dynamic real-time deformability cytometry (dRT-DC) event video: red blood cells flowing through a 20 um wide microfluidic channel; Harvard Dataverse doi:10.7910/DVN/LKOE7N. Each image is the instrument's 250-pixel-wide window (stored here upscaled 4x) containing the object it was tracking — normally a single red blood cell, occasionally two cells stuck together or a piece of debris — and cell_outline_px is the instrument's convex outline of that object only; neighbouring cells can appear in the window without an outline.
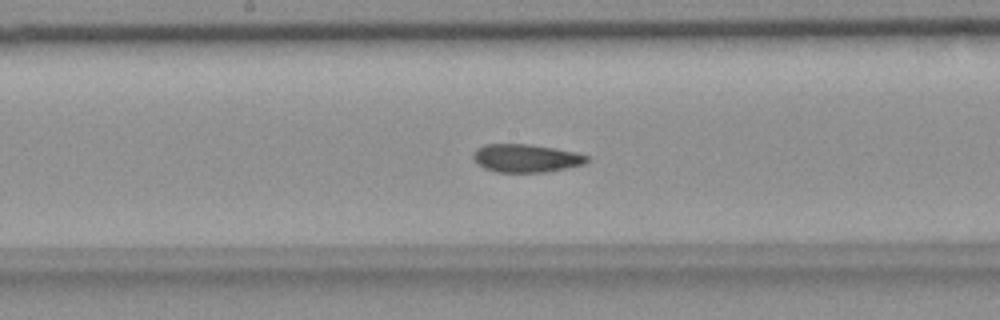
{"species": "common noctule bat (a hibernating species)", "species_latin": "Nyctalus noctula", "temperature_condition": "room temperature", "stored_images_in_passage": 47, "camera_frame_rate_fps": 3000, "um_per_image_px": 0.085, "animal": {"sex": "female", "body_mass_g": 18.4}, "frame": {"image": 1, "passage_image": 28, "time_ms": 9.0, "image_size_px": [1000, 320], "cell_outline_px": [[588, 160], [584, 164], [568, 168], [544, 172], [496, 172], [484, 168], [476, 164], [472, 156], [476, 148], [484, 144], [528, 144], [556, 148], [576, 152], [588, 156]], "centroid_in_image_um": [44.69, 13.44], "position_along_channel_um": 203.5, "area_um2": 18.79}}
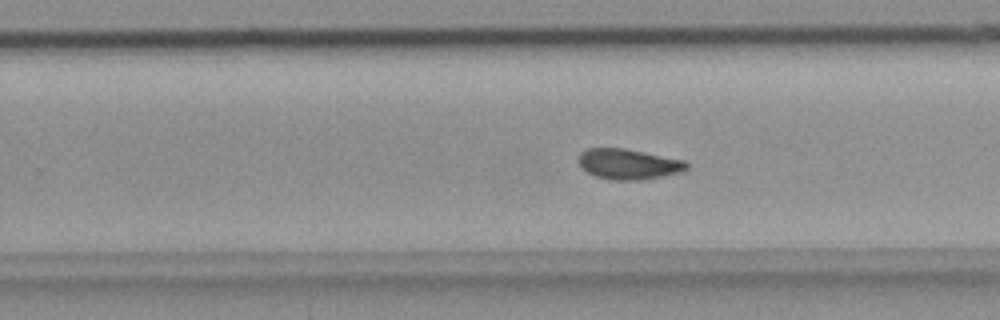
{"frame": {"image": 2, "passage_image": 34, "time_ms": 11.0, "image_size_px": [1000, 320], "cell_outline_px": [[688, 168], [680, 172], [640, 180], [612, 180], [596, 176], [588, 172], [580, 164], [580, 152], [588, 148], [624, 148], [684, 160], [688, 164]], "centroid_in_image_um": [53.43, 13.94], "position_along_channel_um": 276.4, "area_um2": 18.84}}
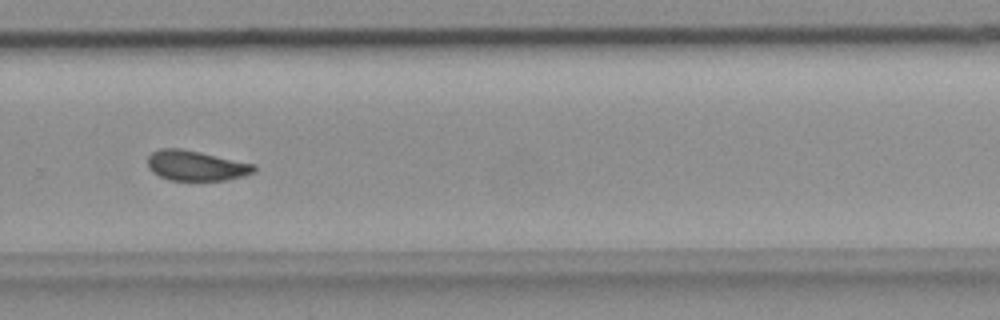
{"frame": {"image": 3, "passage_image": 37, "time_ms": 12.0, "image_size_px": [1000, 320], "cell_outline_px": [[256, 172], [244, 176], [228, 180], [168, 180], [152, 172], [148, 168], [148, 156], [152, 152], [160, 148], [180, 148], [200, 152], [256, 164]], "centroid_in_image_um": [16.68, 14.08], "position_along_channel_um": 313.1, "area_um2": 18.84}, "authors_computed_cell_mechanics": {"area_um2": 19.5942, "velocity_mm_per_s": 3.6641, "shape_relaxation_time_tau1_ms": null, "shape_relaxation_time_tau2_ms": 3.0751, "deformation_change_tau1": null, "deformation_change_tau2": 0.0773}}